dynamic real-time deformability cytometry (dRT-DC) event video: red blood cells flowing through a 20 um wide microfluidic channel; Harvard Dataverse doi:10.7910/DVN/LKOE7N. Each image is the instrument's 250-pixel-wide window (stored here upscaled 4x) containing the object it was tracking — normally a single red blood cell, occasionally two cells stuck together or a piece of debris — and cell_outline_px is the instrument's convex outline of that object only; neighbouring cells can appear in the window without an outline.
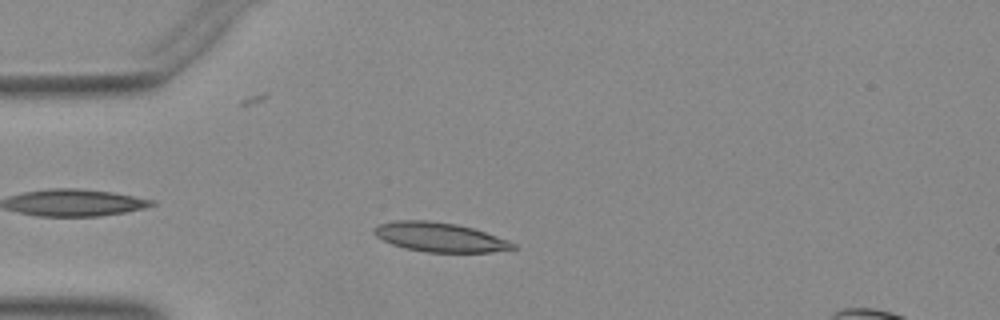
{"species": "Egyptian fruit bat (a non-hibernating species)", "species_latin": "Rousettus aegyptiacus", "temperature_condition": "warm", "stored_images_in_passage": 49, "camera_frame_rate_fps": 3000, "um_per_image_px": 0.085, "animal": {"sex": "female"}, "frame": {"image": 1, "passage_image": 11, "time_ms": 3.333, "image_size_px": [1000, 320], "cell_outline_px": [[516, 248], [492, 252], [428, 252], [408, 248], [392, 244], [376, 236], [372, 232], [372, 228], [376, 224], [396, 220], [428, 220], [456, 224], [472, 228], [508, 240], [516, 244]], "centroid_in_image_um": [37.34, 20.14], "position_along_channel_um": 47.7, "area_um2": 23.58}}
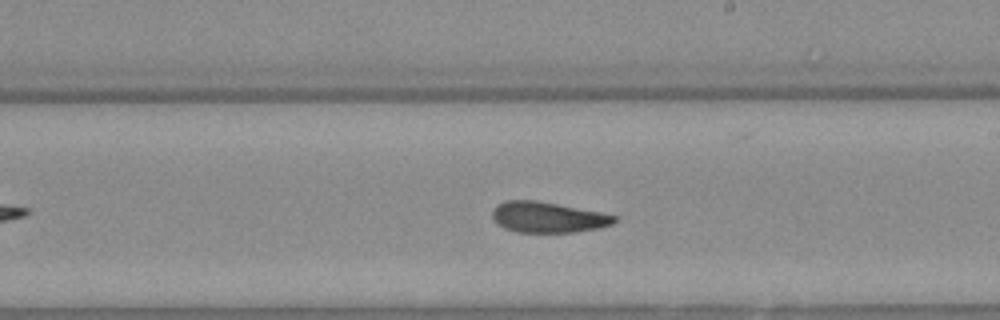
{"frame": {"image": 2, "passage_image": 27, "time_ms": 8.667, "image_size_px": [1000, 320], "cell_outline_px": [[616, 220], [612, 224], [600, 228], [576, 232], [516, 232], [504, 228], [496, 224], [492, 216], [492, 212], [496, 204], [504, 200], [536, 200], [600, 212], [616, 216]], "centroid_in_image_um": [46.52, 18.46], "position_along_channel_um": 242.5, "area_um2": 21.91}}
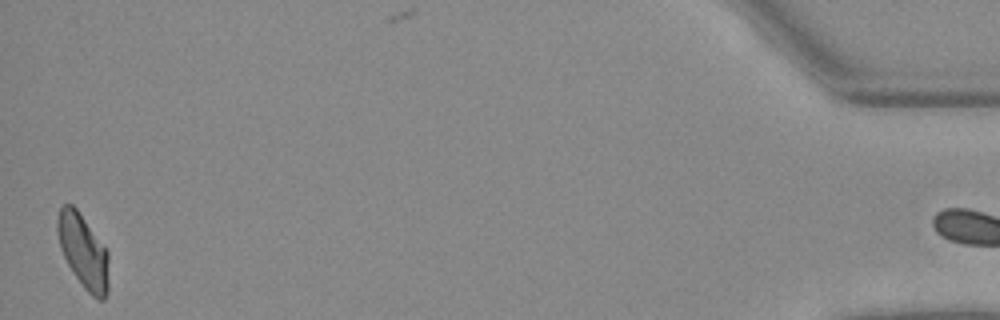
{"frame": {"image": 3, "passage_image": 48, "time_ms": 15.667, "image_size_px": [1000, 320], "cell_outline_px": [[108, 292], [104, 300], [96, 300], [84, 288], [72, 272], [60, 248], [56, 232], [56, 220], [60, 208], [64, 204], [72, 204], [76, 208], [108, 252]], "centroid_in_image_um": [7.06, 21.38], "position_along_channel_um": 428.1, "area_um2": 22.08}}